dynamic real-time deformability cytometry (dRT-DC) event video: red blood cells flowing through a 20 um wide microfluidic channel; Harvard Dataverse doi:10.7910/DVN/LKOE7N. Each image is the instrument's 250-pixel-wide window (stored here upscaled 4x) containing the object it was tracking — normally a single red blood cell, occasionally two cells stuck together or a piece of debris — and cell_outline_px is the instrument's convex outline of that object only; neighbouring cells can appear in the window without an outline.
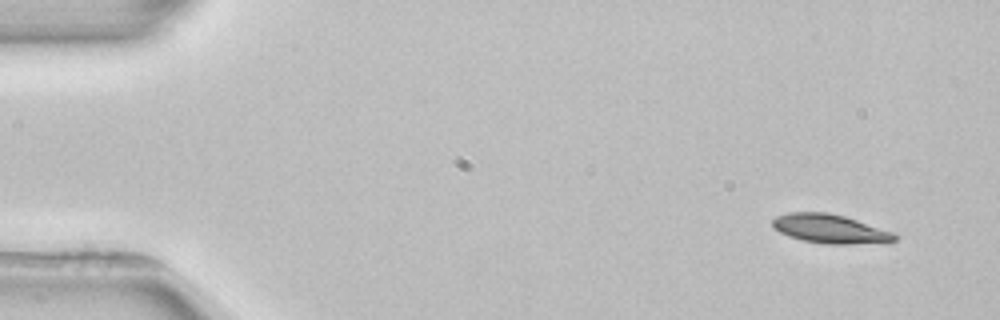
{"species": "common noctule bat (a hibernating species)", "species_latin": "Nyctalus noctula", "temperature_condition": "room temperature", "stored_images_in_passage": 5, "camera_frame_rate_fps": 3000, "um_per_image_px": 0.085, "animal": {"sex": "female", "body_mass_g": 22.7, "forearm_length_mm": 54.2}, "frame": {"image": 1, "passage_image": 1, "time_ms": 0.0, "image_size_px": [1000, 320], "cell_outline_px": [[896, 240], [852, 244], [824, 244], [804, 240], [788, 236], [780, 232], [772, 224], [772, 220], [776, 216], [788, 212], [828, 212], [844, 216], [892, 232], [896, 236]], "centroid_in_image_um": [70.48, 19.44], "position_along_channel_um": 14.5, "area_um2": 20.17}}
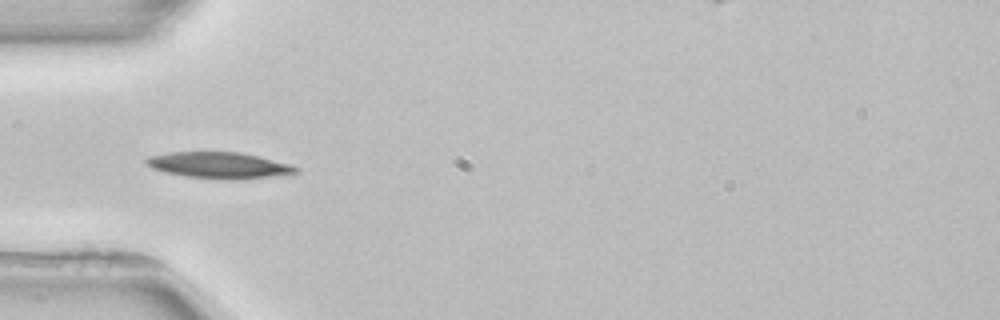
{"frame": {"image": 2, "passage_image": 4, "time_ms": 4.333, "image_size_px": [1000, 320], "cell_outline_px": [[300, 172], [236, 180], [220, 180], [184, 176], [164, 172], [152, 168], [144, 164], [144, 160], [148, 156], [168, 152], [240, 152], [260, 156], [292, 164], [300, 168]], "centroid_in_image_um": [18.6, 14.05], "position_along_channel_um": 66.4, "area_um2": 23.24}}